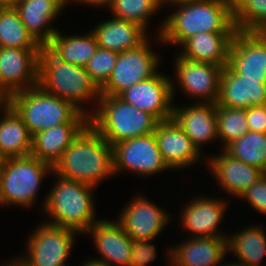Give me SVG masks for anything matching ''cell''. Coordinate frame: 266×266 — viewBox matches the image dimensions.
Instances as JSON below:
<instances>
[{
    "label": "cell",
    "instance_id": "obj_5",
    "mask_svg": "<svg viewBox=\"0 0 266 266\" xmlns=\"http://www.w3.org/2000/svg\"><path fill=\"white\" fill-rule=\"evenodd\" d=\"M89 123L111 144L155 132L159 120L152 114L124 102L118 96L101 95Z\"/></svg>",
    "mask_w": 266,
    "mask_h": 266
},
{
    "label": "cell",
    "instance_id": "obj_12",
    "mask_svg": "<svg viewBox=\"0 0 266 266\" xmlns=\"http://www.w3.org/2000/svg\"><path fill=\"white\" fill-rule=\"evenodd\" d=\"M174 83L164 74L153 76L125 89L118 97L124 102L154 115L159 121L172 118Z\"/></svg>",
    "mask_w": 266,
    "mask_h": 266
},
{
    "label": "cell",
    "instance_id": "obj_14",
    "mask_svg": "<svg viewBox=\"0 0 266 266\" xmlns=\"http://www.w3.org/2000/svg\"><path fill=\"white\" fill-rule=\"evenodd\" d=\"M176 76L180 87L187 95L202 98L203 103H216L219 96L222 67L196 62L178 56Z\"/></svg>",
    "mask_w": 266,
    "mask_h": 266
},
{
    "label": "cell",
    "instance_id": "obj_20",
    "mask_svg": "<svg viewBox=\"0 0 266 266\" xmlns=\"http://www.w3.org/2000/svg\"><path fill=\"white\" fill-rule=\"evenodd\" d=\"M202 101L186 108L184 106L180 109L173 107L172 111V118L191 139L198 151L202 143L218 137L216 103H203Z\"/></svg>",
    "mask_w": 266,
    "mask_h": 266
},
{
    "label": "cell",
    "instance_id": "obj_17",
    "mask_svg": "<svg viewBox=\"0 0 266 266\" xmlns=\"http://www.w3.org/2000/svg\"><path fill=\"white\" fill-rule=\"evenodd\" d=\"M164 162L170 169L197 162L199 151L173 118L159 121L154 132Z\"/></svg>",
    "mask_w": 266,
    "mask_h": 266
},
{
    "label": "cell",
    "instance_id": "obj_42",
    "mask_svg": "<svg viewBox=\"0 0 266 266\" xmlns=\"http://www.w3.org/2000/svg\"><path fill=\"white\" fill-rule=\"evenodd\" d=\"M20 0H0V3L4 6H14Z\"/></svg>",
    "mask_w": 266,
    "mask_h": 266
},
{
    "label": "cell",
    "instance_id": "obj_23",
    "mask_svg": "<svg viewBox=\"0 0 266 266\" xmlns=\"http://www.w3.org/2000/svg\"><path fill=\"white\" fill-rule=\"evenodd\" d=\"M89 122H68L32 136L30 155L52 167Z\"/></svg>",
    "mask_w": 266,
    "mask_h": 266
},
{
    "label": "cell",
    "instance_id": "obj_26",
    "mask_svg": "<svg viewBox=\"0 0 266 266\" xmlns=\"http://www.w3.org/2000/svg\"><path fill=\"white\" fill-rule=\"evenodd\" d=\"M113 18L102 22L92 31L98 47L120 53L138 47L148 38L146 30L139 24Z\"/></svg>",
    "mask_w": 266,
    "mask_h": 266
},
{
    "label": "cell",
    "instance_id": "obj_28",
    "mask_svg": "<svg viewBox=\"0 0 266 266\" xmlns=\"http://www.w3.org/2000/svg\"><path fill=\"white\" fill-rule=\"evenodd\" d=\"M46 47L66 63L85 67L94 56L98 43L92 31L87 36L65 37L57 31Z\"/></svg>",
    "mask_w": 266,
    "mask_h": 266
},
{
    "label": "cell",
    "instance_id": "obj_8",
    "mask_svg": "<svg viewBox=\"0 0 266 266\" xmlns=\"http://www.w3.org/2000/svg\"><path fill=\"white\" fill-rule=\"evenodd\" d=\"M69 228L43 223L30 235L28 258L15 260L18 266H66L74 242V234Z\"/></svg>",
    "mask_w": 266,
    "mask_h": 266
},
{
    "label": "cell",
    "instance_id": "obj_48",
    "mask_svg": "<svg viewBox=\"0 0 266 266\" xmlns=\"http://www.w3.org/2000/svg\"><path fill=\"white\" fill-rule=\"evenodd\" d=\"M4 7H5V6L2 5V4L0 3V13H1V10H2Z\"/></svg>",
    "mask_w": 266,
    "mask_h": 266
},
{
    "label": "cell",
    "instance_id": "obj_7",
    "mask_svg": "<svg viewBox=\"0 0 266 266\" xmlns=\"http://www.w3.org/2000/svg\"><path fill=\"white\" fill-rule=\"evenodd\" d=\"M47 172H53V167L32 155L4 159L0 168V204L32 205Z\"/></svg>",
    "mask_w": 266,
    "mask_h": 266
},
{
    "label": "cell",
    "instance_id": "obj_43",
    "mask_svg": "<svg viewBox=\"0 0 266 266\" xmlns=\"http://www.w3.org/2000/svg\"><path fill=\"white\" fill-rule=\"evenodd\" d=\"M157 3L161 6L163 3L165 2H172V4H176V3H179V2H182V0H156Z\"/></svg>",
    "mask_w": 266,
    "mask_h": 266
},
{
    "label": "cell",
    "instance_id": "obj_11",
    "mask_svg": "<svg viewBox=\"0 0 266 266\" xmlns=\"http://www.w3.org/2000/svg\"><path fill=\"white\" fill-rule=\"evenodd\" d=\"M40 51L0 47V93L6 99L15 92L37 86Z\"/></svg>",
    "mask_w": 266,
    "mask_h": 266
},
{
    "label": "cell",
    "instance_id": "obj_46",
    "mask_svg": "<svg viewBox=\"0 0 266 266\" xmlns=\"http://www.w3.org/2000/svg\"><path fill=\"white\" fill-rule=\"evenodd\" d=\"M11 262L12 263L7 264L6 266H18L15 260H12Z\"/></svg>",
    "mask_w": 266,
    "mask_h": 266
},
{
    "label": "cell",
    "instance_id": "obj_32",
    "mask_svg": "<svg viewBox=\"0 0 266 266\" xmlns=\"http://www.w3.org/2000/svg\"><path fill=\"white\" fill-rule=\"evenodd\" d=\"M216 119L217 134L223 140L224 148L249 131L245 109L216 104Z\"/></svg>",
    "mask_w": 266,
    "mask_h": 266
},
{
    "label": "cell",
    "instance_id": "obj_35",
    "mask_svg": "<svg viewBox=\"0 0 266 266\" xmlns=\"http://www.w3.org/2000/svg\"><path fill=\"white\" fill-rule=\"evenodd\" d=\"M118 53L98 47L85 69L96 85L101 88L115 67Z\"/></svg>",
    "mask_w": 266,
    "mask_h": 266
},
{
    "label": "cell",
    "instance_id": "obj_19",
    "mask_svg": "<svg viewBox=\"0 0 266 266\" xmlns=\"http://www.w3.org/2000/svg\"><path fill=\"white\" fill-rule=\"evenodd\" d=\"M67 3V0H20L14 7L32 37L46 46L58 31L48 25Z\"/></svg>",
    "mask_w": 266,
    "mask_h": 266
},
{
    "label": "cell",
    "instance_id": "obj_38",
    "mask_svg": "<svg viewBox=\"0 0 266 266\" xmlns=\"http://www.w3.org/2000/svg\"><path fill=\"white\" fill-rule=\"evenodd\" d=\"M245 113L250 131L266 133V105L251 106Z\"/></svg>",
    "mask_w": 266,
    "mask_h": 266
},
{
    "label": "cell",
    "instance_id": "obj_25",
    "mask_svg": "<svg viewBox=\"0 0 266 266\" xmlns=\"http://www.w3.org/2000/svg\"><path fill=\"white\" fill-rule=\"evenodd\" d=\"M194 200L182 213L184 229L190 230L195 237H225L219 232L217 234V227L224 215L226 202L207 197Z\"/></svg>",
    "mask_w": 266,
    "mask_h": 266
},
{
    "label": "cell",
    "instance_id": "obj_44",
    "mask_svg": "<svg viewBox=\"0 0 266 266\" xmlns=\"http://www.w3.org/2000/svg\"><path fill=\"white\" fill-rule=\"evenodd\" d=\"M6 103V98L0 93V108Z\"/></svg>",
    "mask_w": 266,
    "mask_h": 266
},
{
    "label": "cell",
    "instance_id": "obj_10",
    "mask_svg": "<svg viewBox=\"0 0 266 266\" xmlns=\"http://www.w3.org/2000/svg\"><path fill=\"white\" fill-rule=\"evenodd\" d=\"M112 147L114 174L129 169L137 174L152 176L156 172L169 170L154 133L128 139Z\"/></svg>",
    "mask_w": 266,
    "mask_h": 266
},
{
    "label": "cell",
    "instance_id": "obj_40",
    "mask_svg": "<svg viewBox=\"0 0 266 266\" xmlns=\"http://www.w3.org/2000/svg\"><path fill=\"white\" fill-rule=\"evenodd\" d=\"M67 1H69V0H67ZM71 1V0H70ZM77 1H79V2H83V3H85L86 2V4H91V5H93V6H107L108 5V8H109V5L111 4V2H112V0H77Z\"/></svg>",
    "mask_w": 266,
    "mask_h": 266
},
{
    "label": "cell",
    "instance_id": "obj_13",
    "mask_svg": "<svg viewBox=\"0 0 266 266\" xmlns=\"http://www.w3.org/2000/svg\"><path fill=\"white\" fill-rule=\"evenodd\" d=\"M228 65L245 79L266 83V32L236 31L229 49Z\"/></svg>",
    "mask_w": 266,
    "mask_h": 266
},
{
    "label": "cell",
    "instance_id": "obj_30",
    "mask_svg": "<svg viewBox=\"0 0 266 266\" xmlns=\"http://www.w3.org/2000/svg\"><path fill=\"white\" fill-rule=\"evenodd\" d=\"M0 47L41 49L21 21L14 6H5L0 13Z\"/></svg>",
    "mask_w": 266,
    "mask_h": 266
},
{
    "label": "cell",
    "instance_id": "obj_6",
    "mask_svg": "<svg viewBox=\"0 0 266 266\" xmlns=\"http://www.w3.org/2000/svg\"><path fill=\"white\" fill-rule=\"evenodd\" d=\"M56 185L46 196L44 209L53 219L51 225L85 233L96 221L93 186L57 176Z\"/></svg>",
    "mask_w": 266,
    "mask_h": 266
},
{
    "label": "cell",
    "instance_id": "obj_29",
    "mask_svg": "<svg viewBox=\"0 0 266 266\" xmlns=\"http://www.w3.org/2000/svg\"><path fill=\"white\" fill-rule=\"evenodd\" d=\"M227 237V250L237 256L243 266H260L266 253V234L262 228L251 227Z\"/></svg>",
    "mask_w": 266,
    "mask_h": 266
},
{
    "label": "cell",
    "instance_id": "obj_41",
    "mask_svg": "<svg viewBox=\"0 0 266 266\" xmlns=\"http://www.w3.org/2000/svg\"><path fill=\"white\" fill-rule=\"evenodd\" d=\"M82 266H107L105 263H102V262H99V261H96V260H88L85 261L84 264H82Z\"/></svg>",
    "mask_w": 266,
    "mask_h": 266
},
{
    "label": "cell",
    "instance_id": "obj_45",
    "mask_svg": "<svg viewBox=\"0 0 266 266\" xmlns=\"http://www.w3.org/2000/svg\"><path fill=\"white\" fill-rule=\"evenodd\" d=\"M220 266H243V265L240 264V263H238V262H236V263H233V264H231V263H230V264L228 263V264H226V265H225V264H222V265H220Z\"/></svg>",
    "mask_w": 266,
    "mask_h": 266
},
{
    "label": "cell",
    "instance_id": "obj_36",
    "mask_svg": "<svg viewBox=\"0 0 266 266\" xmlns=\"http://www.w3.org/2000/svg\"><path fill=\"white\" fill-rule=\"evenodd\" d=\"M151 240H133L129 266H147L156 258L155 245Z\"/></svg>",
    "mask_w": 266,
    "mask_h": 266
},
{
    "label": "cell",
    "instance_id": "obj_31",
    "mask_svg": "<svg viewBox=\"0 0 266 266\" xmlns=\"http://www.w3.org/2000/svg\"><path fill=\"white\" fill-rule=\"evenodd\" d=\"M224 150L232 157L266 173V133L249 130Z\"/></svg>",
    "mask_w": 266,
    "mask_h": 266
},
{
    "label": "cell",
    "instance_id": "obj_22",
    "mask_svg": "<svg viewBox=\"0 0 266 266\" xmlns=\"http://www.w3.org/2000/svg\"><path fill=\"white\" fill-rule=\"evenodd\" d=\"M209 163L213 174L225 192L238 197L264 174L261 169L232 157L224 149L219 156L210 158Z\"/></svg>",
    "mask_w": 266,
    "mask_h": 266
},
{
    "label": "cell",
    "instance_id": "obj_16",
    "mask_svg": "<svg viewBox=\"0 0 266 266\" xmlns=\"http://www.w3.org/2000/svg\"><path fill=\"white\" fill-rule=\"evenodd\" d=\"M216 104L240 109L266 105V83L245 79L227 65L222 68Z\"/></svg>",
    "mask_w": 266,
    "mask_h": 266
},
{
    "label": "cell",
    "instance_id": "obj_39",
    "mask_svg": "<svg viewBox=\"0 0 266 266\" xmlns=\"http://www.w3.org/2000/svg\"><path fill=\"white\" fill-rule=\"evenodd\" d=\"M227 8L234 14L246 0H222Z\"/></svg>",
    "mask_w": 266,
    "mask_h": 266
},
{
    "label": "cell",
    "instance_id": "obj_2",
    "mask_svg": "<svg viewBox=\"0 0 266 266\" xmlns=\"http://www.w3.org/2000/svg\"><path fill=\"white\" fill-rule=\"evenodd\" d=\"M173 12L160 27L163 43L182 44L186 39L204 32L236 33L233 13L222 0H185L176 3Z\"/></svg>",
    "mask_w": 266,
    "mask_h": 266
},
{
    "label": "cell",
    "instance_id": "obj_18",
    "mask_svg": "<svg viewBox=\"0 0 266 266\" xmlns=\"http://www.w3.org/2000/svg\"><path fill=\"white\" fill-rule=\"evenodd\" d=\"M107 220L96 221L86 232H90L97 250L102 254V259H93L107 266L112 262L122 266L130 265L132 239L127 235L120 224Z\"/></svg>",
    "mask_w": 266,
    "mask_h": 266
},
{
    "label": "cell",
    "instance_id": "obj_47",
    "mask_svg": "<svg viewBox=\"0 0 266 266\" xmlns=\"http://www.w3.org/2000/svg\"><path fill=\"white\" fill-rule=\"evenodd\" d=\"M3 162H4V158H3L2 155L0 154V168H1V166L3 165Z\"/></svg>",
    "mask_w": 266,
    "mask_h": 266
},
{
    "label": "cell",
    "instance_id": "obj_15",
    "mask_svg": "<svg viewBox=\"0 0 266 266\" xmlns=\"http://www.w3.org/2000/svg\"><path fill=\"white\" fill-rule=\"evenodd\" d=\"M144 197H136L119 217L125 233L133 240H154L170 217Z\"/></svg>",
    "mask_w": 266,
    "mask_h": 266
},
{
    "label": "cell",
    "instance_id": "obj_3",
    "mask_svg": "<svg viewBox=\"0 0 266 266\" xmlns=\"http://www.w3.org/2000/svg\"><path fill=\"white\" fill-rule=\"evenodd\" d=\"M37 85L47 93L69 101L85 114L88 112L86 113L79 104L101 97L100 88L85 67L66 63L46 46H42L39 53Z\"/></svg>",
    "mask_w": 266,
    "mask_h": 266
},
{
    "label": "cell",
    "instance_id": "obj_33",
    "mask_svg": "<svg viewBox=\"0 0 266 266\" xmlns=\"http://www.w3.org/2000/svg\"><path fill=\"white\" fill-rule=\"evenodd\" d=\"M109 7L114 17L137 23L145 30L148 18L161 8L156 0H112Z\"/></svg>",
    "mask_w": 266,
    "mask_h": 266
},
{
    "label": "cell",
    "instance_id": "obj_4",
    "mask_svg": "<svg viewBox=\"0 0 266 266\" xmlns=\"http://www.w3.org/2000/svg\"><path fill=\"white\" fill-rule=\"evenodd\" d=\"M6 102L22 118L31 136L68 122H89V115L38 85L11 94Z\"/></svg>",
    "mask_w": 266,
    "mask_h": 266
},
{
    "label": "cell",
    "instance_id": "obj_34",
    "mask_svg": "<svg viewBox=\"0 0 266 266\" xmlns=\"http://www.w3.org/2000/svg\"><path fill=\"white\" fill-rule=\"evenodd\" d=\"M237 31L266 32V0H246L233 14Z\"/></svg>",
    "mask_w": 266,
    "mask_h": 266
},
{
    "label": "cell",
    "instance_id": "obj_9",
    "mask_svg": "<svg viewBox=\"0 0 266 266\" xmlns=\"http://www.w3.org/2000/svg\"><path fill=\"white\" fill-rule=\"evenodd\" d=\"M148 44L146 39L138 47L118 53L110 77L100 88L101 95L118 96L125 89L156 73L159 59Z\"/></svg>",
    "mask_w": 266,
    "mask_h": 266
},
{
    "label": "cell",
    "instance_id": "obj_24",
    "mask_svg": "<svg viewBox=\"0 0 266 266\" xmlns=\"http://www.w3.org/2000/svg\"><path fill=\"white\" fill-rule=\"evenodd\" d=\"M234 34L204 32L194 35L181 44L184 51L179 56L224 68L228 65L229 49Z\"/></svg>",
    "mask_w": 266,
    "mask_h": 266
},
{
    "label": "cell",
    "instance_id": "obj_27",
    "mask_svg": "<svg viewBox=\"0 0 266 266\" xmlns=\"http://www.w3.org/2000/svg\"><path fill=\"white\" fill-rule=\"evenodd\" d=\"M0 120V154L4 159L30 155L32 136L22 118L6 102Z\"/></svg>",
    "mask_w": 266,
    "mask_h": 266
},
{
    "label": "cell",
    "instance_id": "obj_37",
    "mask_svg": "<svg viewBox=\"0 0 266 266\" xmlns=\"http://www.w3.org/2000/svg\"><path fill=\"white\" fill-rule=\"evenodd\" d=\"M240 198L247 199L251 207L256 209L260 213H266V173H264L260 179L243 192Z\"/></svg>",
    "mask_w": 266,
    "mask_h": 266
},
{
    "label": "cell",
    "instance_id": "obj_1",
    "mask_svg": "<svg viewBox=\"0 0 266 266\" xmlns=\"http://www.w3.org/2000/svg\"><path fill=\"white\" fill-rule=\"evenodd\" d=\"M52 173L95 187L114 174L113 147L88 123L53 166Z\"/></svg>",
    "mask_w": 266,
    "mask_h": 266
},
{
    "label": "cell",
    "instance_id": "obj_21",
    "mask_svg": "<svg viewBox=\"0 0 266 266\" xmlns=\"http://www.w3.org/2000/svg\"><path fill=\"white\" fill-rule=\"evenodd\" d=\"M169 251L173 266H216L227 250L225 237H192Z\"/></svg>",
    "mask_w": 266,
    "mask_h": 266
}]
</instances>
